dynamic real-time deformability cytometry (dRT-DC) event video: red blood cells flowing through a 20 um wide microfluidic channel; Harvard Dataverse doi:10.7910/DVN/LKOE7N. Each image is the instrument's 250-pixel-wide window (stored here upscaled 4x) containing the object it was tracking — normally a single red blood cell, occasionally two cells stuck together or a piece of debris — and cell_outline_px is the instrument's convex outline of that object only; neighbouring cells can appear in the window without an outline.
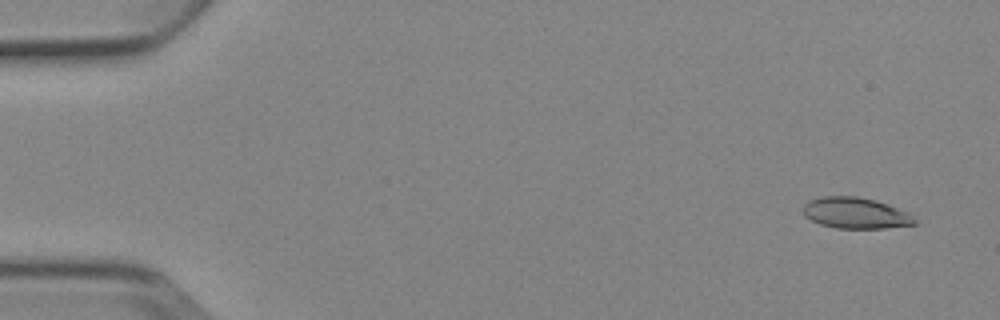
{"species": "Egyptian fruit bat (a non-hibernating species)", "species_latin": "Rousettus aegyptiacus", "temperature_condition": "cold", "stored_images_in_passage": 5, "camera_frame_rate_fps": 3000, "um_per_image_px": 0.085, "animal": {"sex": "female"}, "frame": {"image": 1, "passage_image": 1, "time_ms": 0.0, "image_size_px": [1000, 320], "cell_outline_px": [[916, 224], [884, 228], [836, 228], [820, 224], [804, 216], [804, 204], [808, 200], [820, 196], [856, 196], [876, 200], [888, 204], [908, 212], [916, 220]], "centroid_in_image_um": [72.71, 18.1], "position_along_channel_um": 12.3, "area_um2": 20.23}}
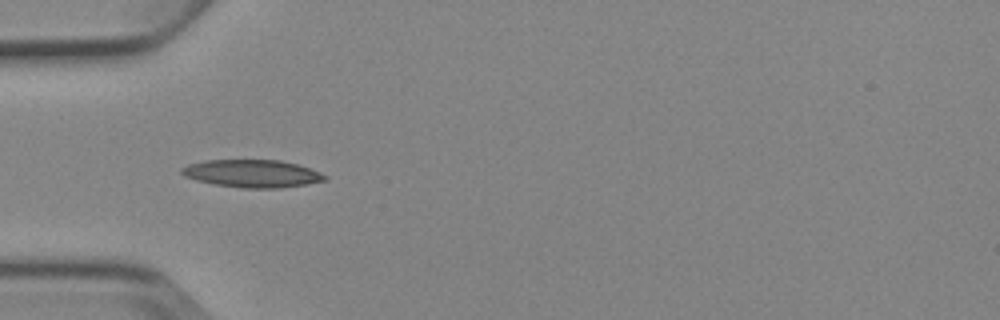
{"frame": {"image": 2, "passage_image": 4, "time_ms": 4.667, "image_size_px": [1000, 320], "cell_outline_px": [[328, 176], [324, 180], [304, 184], [280, 188], [244, 188], [216, 184], [196, 180], [184, 176], [180, 172], [180, 168], [188, 164], [204, 160], [280, 160], [296, 164], [320, 172]], "centroid_in_image_um": [21.39, 14.74], "position_along_channel_um": 63.6, "area_um2": 22.89}}
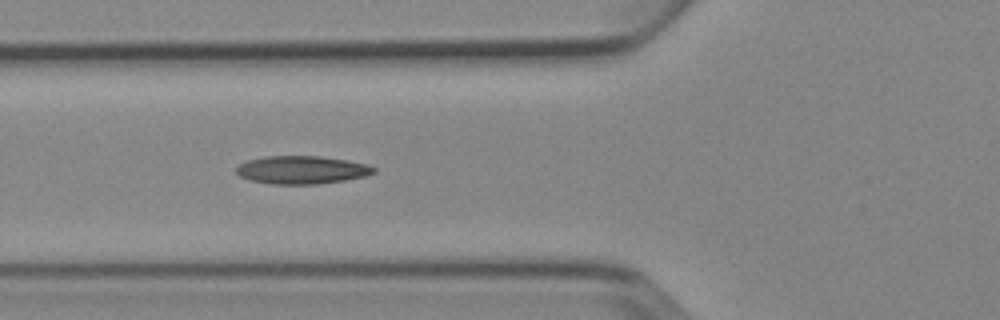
{"frame": {"image": 3, "passage_image": 5, "time_ms": 5.667, "image_size_px": [1000, 320], "cell_outline_px": [[376, 172], [364, 176], [344, 180], [320, 184], [272, 184], [248, 180], [240, 176], [236, 172], [236, 168], [240, 164], [248, 160], [264, 156], [320, 156], [348, 160], [368, 164], [376, 168]], "centroid_in_image_um": [25.65, 14.44], "position_along_channel_um": 100.1, "area_um2": 22.54}}